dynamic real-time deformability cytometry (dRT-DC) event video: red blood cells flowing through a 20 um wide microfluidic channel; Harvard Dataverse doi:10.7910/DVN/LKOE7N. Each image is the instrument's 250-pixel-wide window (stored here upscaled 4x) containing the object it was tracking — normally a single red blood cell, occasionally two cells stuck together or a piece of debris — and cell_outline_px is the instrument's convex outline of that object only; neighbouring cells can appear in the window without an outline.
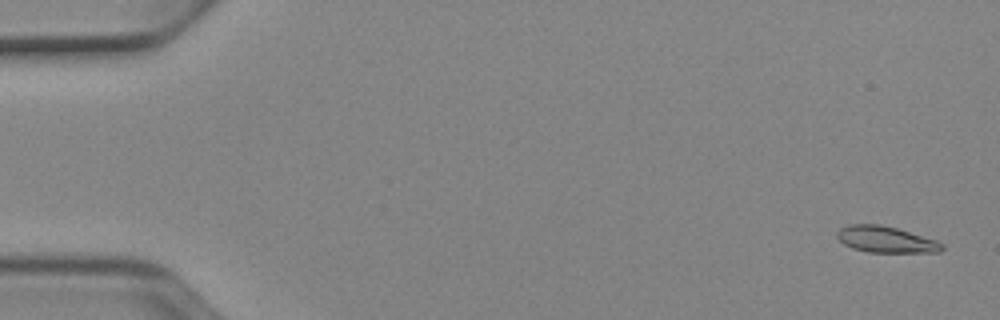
{"species": "Egyptian fruit bat (a non-hibernating species)", "species_latin": "Rousettus aegyptiacus", "temperature_condition": "cold", "stored_images_in_passage": 52, "camera_frame_rate_fps": 3000, "um_per_image_px": 0.085, "animal": {"sex": "female"}, "frame": {"image": 1, "passage_image": 2, "time_ms": 0.333, "image_size_px": [1000, 320], "cell_outline_px": [[944, 248], [940, 252], [868, 252], [852, 248], [844, 244], [836, 236], [836, 232], [840, 228], [848, 224], [880, 224], [896, 228], [936, 240], [944, 244]], "centroid_in_image_um": [75.28, 20.35], "position_along_channel_um": 9.7, "area_um2": 16.07}}
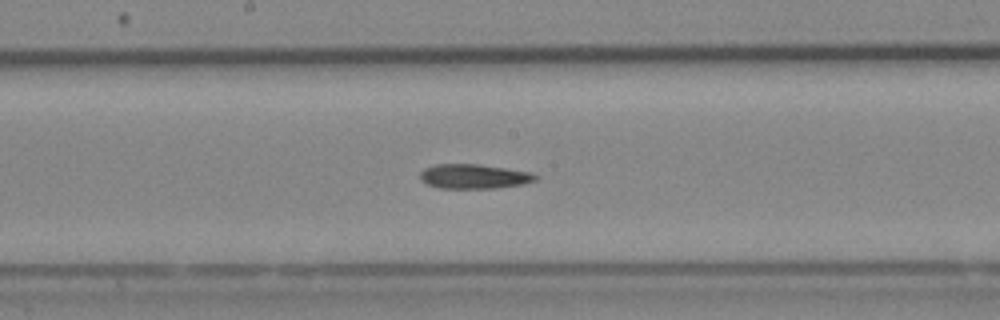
{"frame": {"image": 2, "passage_image": 28, "time_ms": 9.0, "image_size_px": [1000, 320], "cell_outline_px": [[540, 176], [536, 180], [524, 184], [496, 188], [440, 188], [428, 184], [420, 180], [420, 172], [424, 168], [436, 164], [480, 164], [532, 172]], "centroid_in_image_um": [40.32, 14.99], "position_along_channel_um": 207.9, "area_um2": 16.65}}
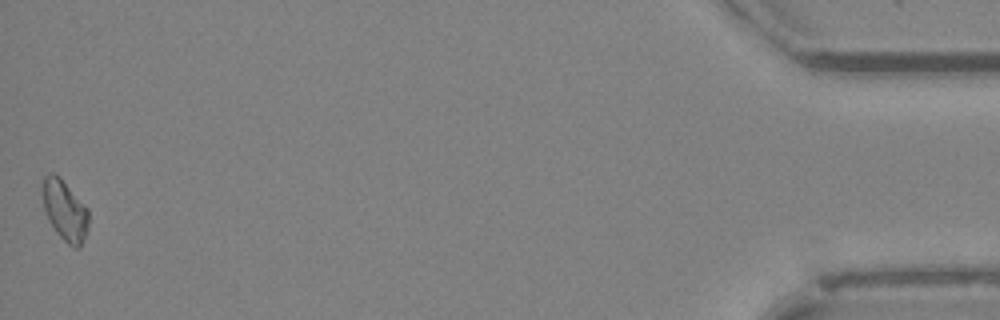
{"frame": {"image": 3, "passage_image": 52, "time_ms": 17.0, "image_size_px": [1000, 320], "cell_outline_px": [[88, 224], [80, 248], [72, 248], [56, 232], [48, 220], [44, 212], [44, 176], [48, 172], [52, 172], [60, 176], [88, 208]], "centroid_in_image_um": [5.52, 17.88], "position_along_channel_um": 429.7, "area_um2": 16.13}, "authors_computed_cell_mechanics": {"area_um2": 16.473, "velocity_mm_per_s": 3.9073, "shape_relaxation_time_tau1_ms": 5.702, "shape_relaxation_time_tau2_ms": 10.075, "deformation_change_tau1": 0.1589, "deformation_change_tau2": 0.1834}}